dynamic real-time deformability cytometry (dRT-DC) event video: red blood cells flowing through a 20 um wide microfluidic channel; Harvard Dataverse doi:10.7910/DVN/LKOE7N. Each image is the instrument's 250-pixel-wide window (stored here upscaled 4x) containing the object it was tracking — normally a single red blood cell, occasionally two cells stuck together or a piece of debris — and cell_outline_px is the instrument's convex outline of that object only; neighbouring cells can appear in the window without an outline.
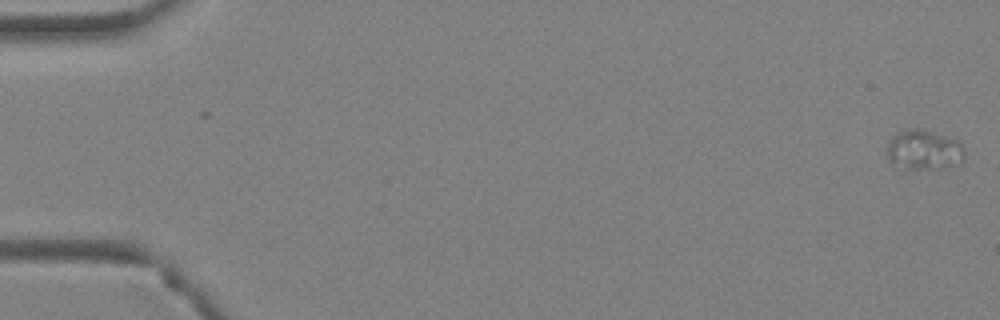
{"species": "Egyptian fruit bat (a non-hibernating species)", "species_latin": "Rousettus aegyptiacus", "temperature_condition": "warm", "stored_images_in_passage": 43, "camera_frame_rate_fps": 3000, "um_per_image_px": 0.085, "animal": {"sex": "female"}, "frame": {"image": 1, "passage_image": 1, "time_ms": 0.0, "image_size_px": [1000, 320], "cell_outline_px": [[964, 160], [960, 164], [944, 168], [892, 168], [888, 160], [888, 140], [896, 132], [912, 128], [920, 128], [956, 140], [964, 148]], "centroid_in_image_um": [78.49, 12.76], "position_along_channel_um": 6.5, "area_um2": 18.26}}
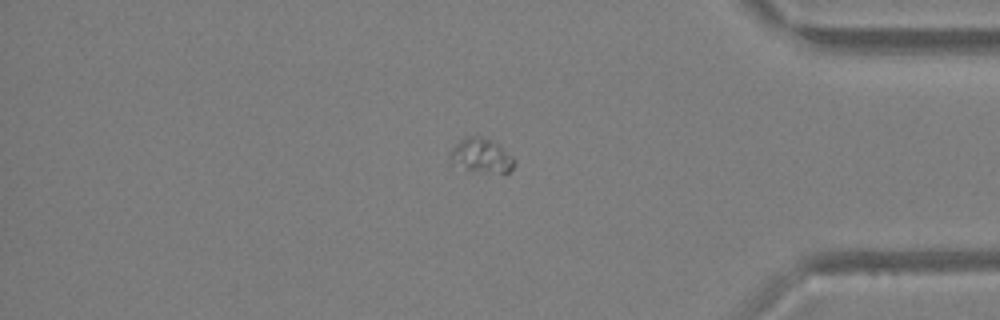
{"frame": {"image": 2, "passage_image": 37, "time_ms": 12.0, "image_size_px": [1000, 320], "cell_outline_px": [[516, 164], [504, 176], [464, 168], [452, 160], [452, 148], [460, 140], [468, 136], [480, 136], [496, 144], [512, 156], [516, 160]], "centroid_in_image_um": [41.01, 13.27], "position_along_channel_um": 394.2, "area_um2": 12.48}}
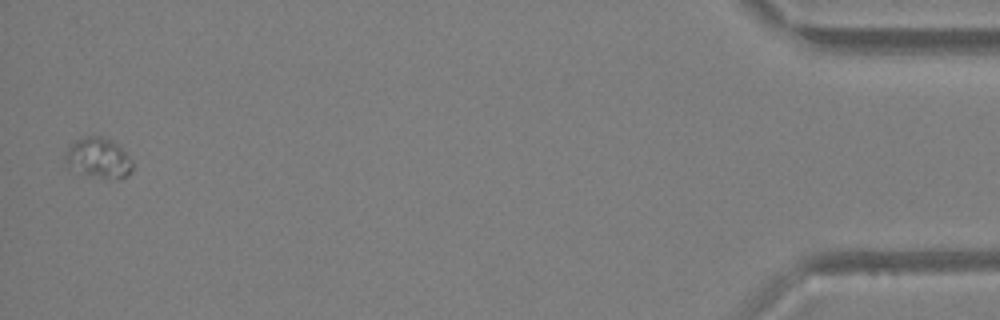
{"frame": {"image": 3, "passage_image": 43, "time_ms": 14.0, "image_size_px": [1000, 320], "cell_outline_px": [[132, 172], [128, 176], [100, 176], [84, 172], [64, 160], [64, 156], [68, 148], [76, 140], [84, 136], [104, 136], [112, 140], [132, 160]], "centroid_in_image_um": [8.4, 13.34], "position_along_channel_um": 426.8, "area_um2": 14.74}}